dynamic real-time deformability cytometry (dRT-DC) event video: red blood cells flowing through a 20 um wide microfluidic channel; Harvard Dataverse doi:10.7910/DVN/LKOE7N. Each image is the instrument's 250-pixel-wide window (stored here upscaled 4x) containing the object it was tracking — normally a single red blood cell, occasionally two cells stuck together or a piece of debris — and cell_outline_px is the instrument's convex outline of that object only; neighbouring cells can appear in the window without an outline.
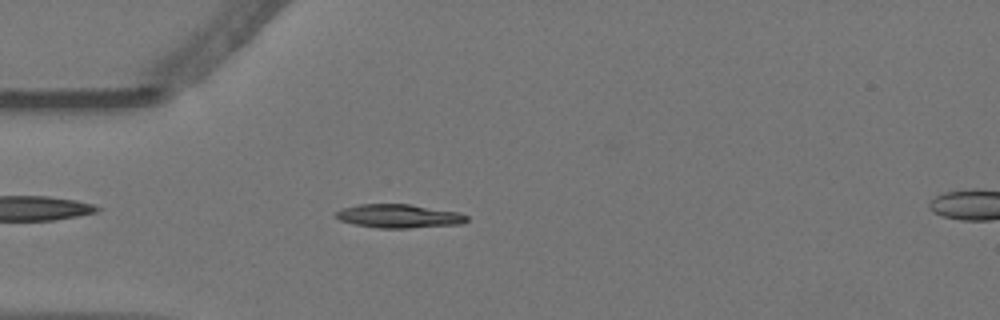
{"species": "Egyptian fruit bat (a non-hibernating species)", "species_latin": "Rousettus aegyptiacus", "temperature_condition": "warm", "stored_images_in_passage": 52, "camera_frame_rate_fps": 3000, "um_per_image_px": 0.085, "animal": {"sex": "female"}, "frame": {"image": 1, "passage_image": 11, "time_ms": 3.333, "image_size_px": [1000, 320], "cell_outline_px": [[468, 220], [464, 224], [408, 228], [380, 228], [352, 224], [340, 220], [336, 216], [336, 212], [344, 208], [360, 204], [408, 204], [460, 212], [468, 216]], "centroid_in_image_um": [33.96, 18.37], "position_along_channel_um": 51.0, "area_um2": 18.03}}
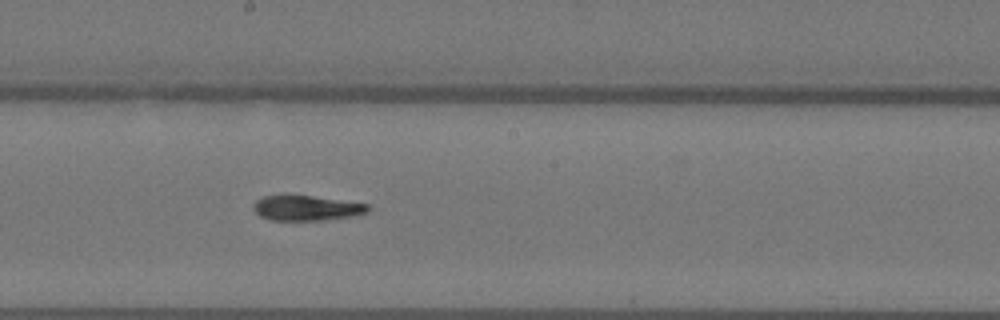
{"frame": {"image": 2, "passage_image": 26, "time_ms": 8.333, "image_size_px": [1000, 320], "cell_outline_px": [[372, 208], [368, 212], [352, 216], [324, 220], [272, 220], [260, 216], [252, 208], [252, 204], [256, 200], [264, 196], [312, 196], [368, 204]], "centroid_in_image_um": [26.06, 17.69], "position_along_channel_um": 222.1, "area_um2": 16.59}}
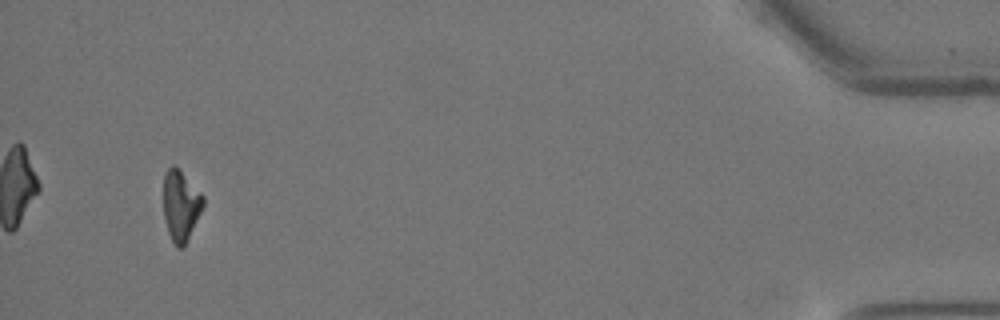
{"frame": {"image": 3, "passage_image": 49, "time_ms": 16.0, "image_size_px": [1000, 320], "cell_outline_px": [[204, 204], [184, 248], [176, 248], [168, 232], [164, 216], [164, 172], [172, 164], [204, 196]], "centroid_in_image_um": [15.35, 17.51], "position_along_channel_um": 419.8, "area_um2": 16.01}}